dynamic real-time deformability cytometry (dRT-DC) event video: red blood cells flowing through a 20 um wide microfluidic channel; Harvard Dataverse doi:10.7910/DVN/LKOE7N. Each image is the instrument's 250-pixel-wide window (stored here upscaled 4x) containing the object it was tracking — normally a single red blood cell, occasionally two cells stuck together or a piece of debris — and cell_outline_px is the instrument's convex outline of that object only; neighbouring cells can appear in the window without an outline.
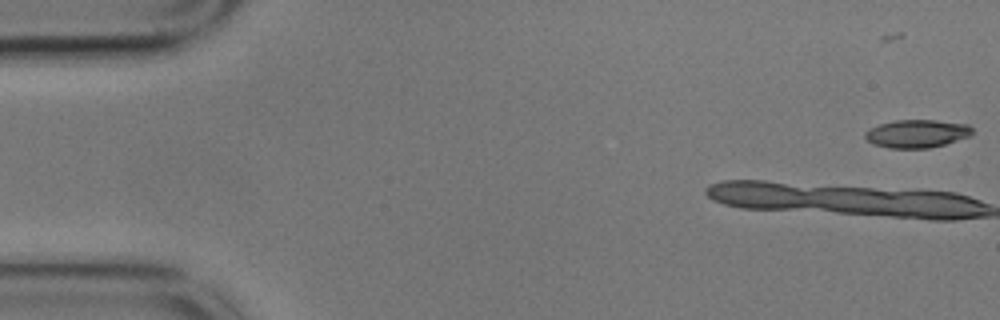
{"species": "common noctule bat (a hibernating species)", "species_latin": "Nyctalus noctula", "temperature_condition": "cold", "stored_images_in_passage": 4, "camera_frame_rate_fps": 3000, "um_per_image_px": 0.085, "animal": {"sex": "male", "body_mass_g": 17.9}, "frame": {"image": 1, "passage_image": 4, "time_ms": 1.0, "image_size_px": [1000, 320], "cell_outline_px": [[972, 136], [944, 144], [928, 148], [888, 148], [872, 144], [864, 136], [864, 132], [880, 124], [896, 120], [936, 120], [968, 124], [972, 128]], "centroid_in_image_um": [77.95, 11.36], "position_along_channel_um": 7.0, "area_um2": 17.51}}